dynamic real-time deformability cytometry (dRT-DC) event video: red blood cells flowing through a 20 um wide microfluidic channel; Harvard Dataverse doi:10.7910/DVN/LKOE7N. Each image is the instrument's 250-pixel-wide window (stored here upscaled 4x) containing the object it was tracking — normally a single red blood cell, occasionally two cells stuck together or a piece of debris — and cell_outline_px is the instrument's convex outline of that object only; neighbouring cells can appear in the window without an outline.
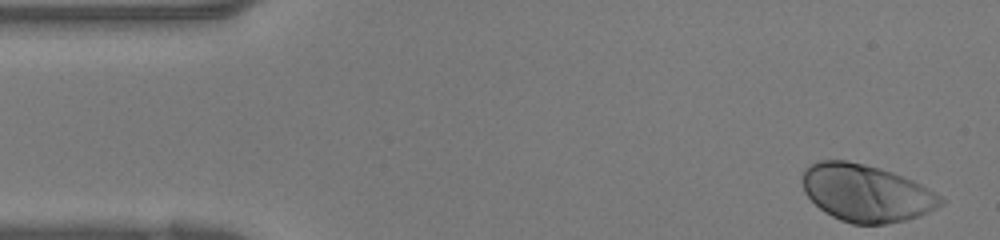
{"species": "human", "species_latin": "Homo sapiens", "temperature_condition": "warm", "stored_images_in_passage": 32, "camera_frame_rate_fps": 3000, "um_per_image_px": 0.085, "donor": {"sex": "female"}, "frame": {"image": 1, "passage_image": 1, "time_ms": 0.0, "image_size_px": [1000, 240], "cell_outline_px": [[944, 204], [928, 212], [904, 220], [884, 224], [852, 224], [840, 220], [824, 212], [804, 192], [800, 180], [804, 168], [820, 160], [844, 160], [864, 164], [880, 168], [892, 172], [912, 180], [928, 188], [940, 196], [944, 200]], "centroid_in_image_um": [73.59, 16.4], "position_along_channel_um": 11.4, "area_um2": 46.01}}
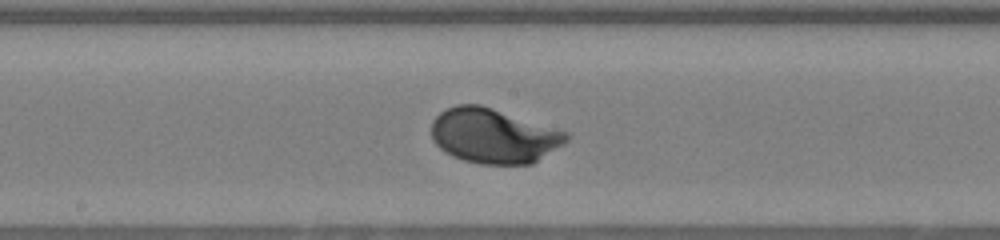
{"frame": {"image": 2, "passage_image": 19, "time_ms": 6.0, "image_size_px": [1000, 240], "cell_outline_px": [[568, 140], [564, 144], [532, 164], [480, 164], [464, 160], [452, 156], [444, 152], [432, 140], [432, 120], [440, 112], [456, 104], [480, 104], [568, 132]], "centroid_in_image_um": [41.94, 11.55], "position_along_channel_um": 206.3, "area_um2": 43.06}}
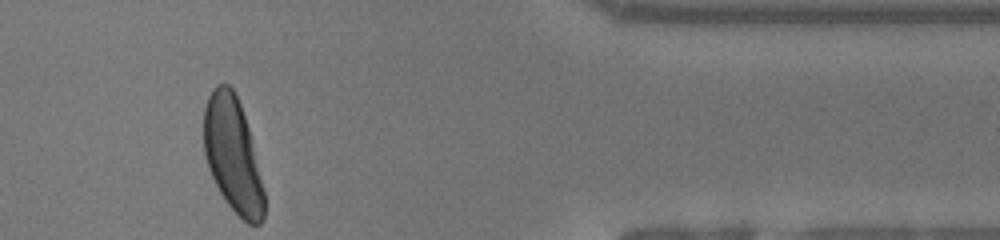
{"frame": {"image": 3, "passage_image": 32, "time_ms": 10.333, "image_size_px": [1000, 240], "cell_outline_px": [[264, 216], [260, 224], [248, 224], [224, 200], [208, 168], [204, 152], [204, 108], [208, 96], [212, 88], [216, 84], [228, 84], [232, 88], [240, 104], [248, 128], [264, 192]], "centroid_in_image_um": [19.76, 13.14], "position_along_channel_um": 391.6, "area_um2": 39.82}}